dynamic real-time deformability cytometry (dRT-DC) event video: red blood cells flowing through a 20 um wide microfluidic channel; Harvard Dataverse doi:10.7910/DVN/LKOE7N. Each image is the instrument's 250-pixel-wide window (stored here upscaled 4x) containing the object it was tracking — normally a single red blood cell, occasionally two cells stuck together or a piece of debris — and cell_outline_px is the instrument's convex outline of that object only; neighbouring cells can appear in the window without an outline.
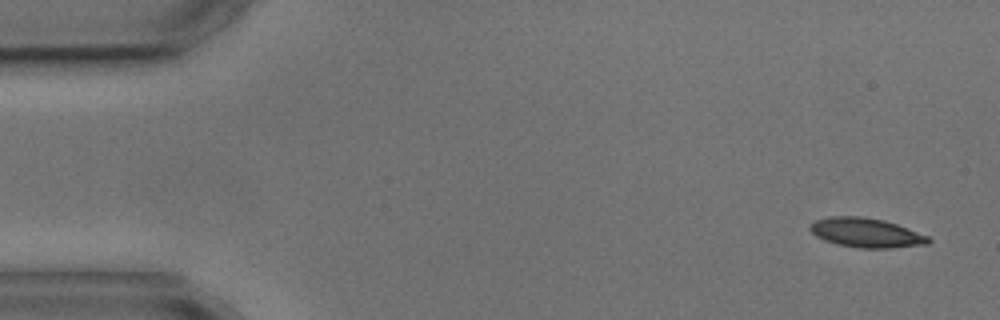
{"species": "common noctule bat (a hibernating species)", "species_latin": "Nyctalus noctula", "temperature_condition": "cold", "stored_images_in_passage": 4, "camera_frame_rate_fps": 3000, "um_per_image_px": 0.085, "animal": {"sex": "male", "body_mass_g": 17.9, "forearm_length_mm": 54.2}, "frame": {"image": 1, "passage_image": 1, "time_ms": 0.0, "image_size_px": [1000, 320], "cell_outline_px": [[932, 240], [928, 244], [888, 248], [860, 248], [836, 244], [824, 240], [816, 236], [808, 228], [816, 220], [828, 216], [864, 216], [884, 220], [896, 224], [928, 236]], "centroid_in_image_um": [73.61, 19.78], "position_along_channel_um": 11.4, "area_um2": 20.23}}
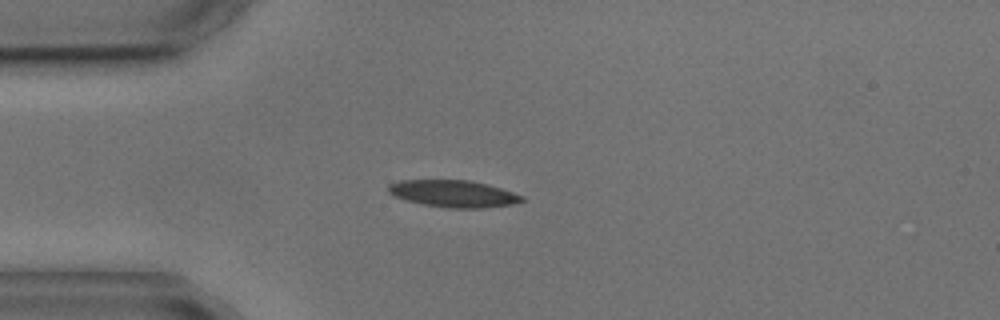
{"frame": {"image": 2, "passage_image": 4, "time_ms": 3.667, "image_size_px": [1000, 320], "cell_outline_px": [[524, 200], [512, 204], [480, 208], [448, 208], [424, 204], [408, 200], [396, 196], [388, 192], [388, 184], [400, 180], [468, 180], [488, 184], [524, 196]], "centroid_in_image_um": [38.54, 16.45], "position_along_channel_um": 46.5, "area_um2": 20.75}}